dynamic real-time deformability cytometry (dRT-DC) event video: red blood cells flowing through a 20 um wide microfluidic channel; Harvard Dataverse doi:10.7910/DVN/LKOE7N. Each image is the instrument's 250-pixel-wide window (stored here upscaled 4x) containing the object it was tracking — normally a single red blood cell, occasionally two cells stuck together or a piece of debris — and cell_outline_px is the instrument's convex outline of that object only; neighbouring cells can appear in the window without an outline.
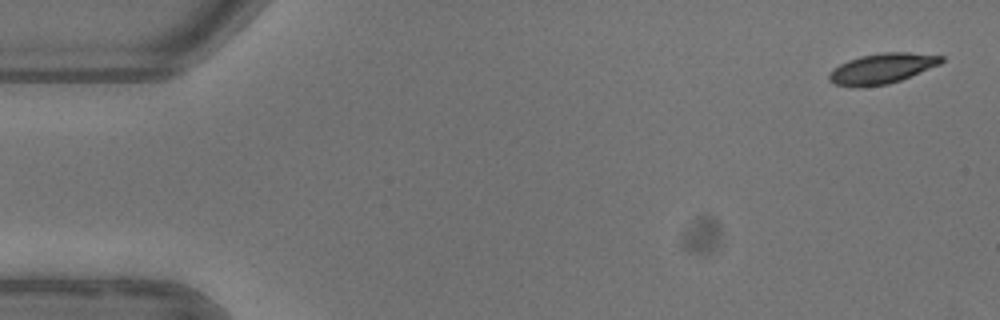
{"species": "common noctule bat (a hibernating species)", "species_latin": "Nyctalus noctula", "temperature_condition": "warm", "stored_images_in_passage": 5, "camera_frame_rate_fps": 3000, "um_per_image_px": 0.085, "animal": {"sex": "female"}, "frame": {"image": 1, "passage_image": 1, "time_ms": 0.0, "image_size_px": [1000, 320], "cell_outline_px": [[944, 60], [940, 64], [900, 80], [888, 84], [856, 88], [836, 84], [828, 80], [828, 76], [840, 64], [848, 60], [860, 56], [880, 52], [908, 52], [944, 56]], "centroid_in_image_um": [74.97, 5.82], "position_along_channel_um": 10.0, "area_um2": 19.71}}
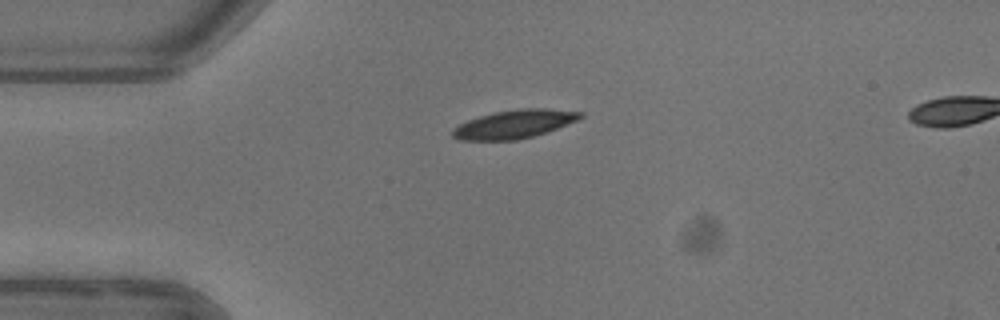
{"frame": {"image": 2, "passage_image": 4, "time_ms": 3.667, "image_size_px": [1000, 320], "cell_outline_px": [[584, 116], [580, 120], [532, 136], [516, 140], [460, 140], [452, 136], [452, 132], [460, 124], [468, 120], [480, 116], [496, 112], [520, 108], [544, 108], [584, 112]], "centroid_in_image_um": [43.76, 10.54], "position_along_channel_um": 41.2, "area_um2": 20.92}}